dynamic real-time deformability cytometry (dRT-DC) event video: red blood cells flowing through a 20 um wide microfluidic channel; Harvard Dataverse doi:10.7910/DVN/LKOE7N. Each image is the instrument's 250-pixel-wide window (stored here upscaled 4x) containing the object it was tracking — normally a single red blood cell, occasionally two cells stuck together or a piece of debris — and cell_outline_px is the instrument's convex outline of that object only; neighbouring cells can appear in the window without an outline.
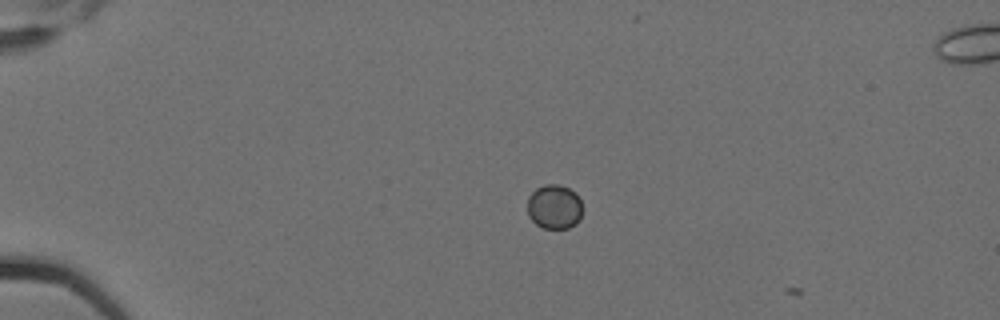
{"species": "Egyptian fruit bat (a non-hibernating species)", "species_latin": "Rousettus aegyptiacus", "temperature_condition": "cold", "stored_images_in_passage": 2, "camera_frame_rate_fps": 3000, "um_per_image_px": 0.085, "animal": {"sex": "female"}, "frame": {"image": 1, "passage_image": 1, "time_ms": 0.0, "image_size_px": [1000, 320], "cell_outline_px": [[580, 220], [576, 224], [568, 228], [544, 228], [536, 224], [528, 216], [528, 196], [536, 188], [544, 184], [560, 184], [576, 192], [580, 200]], "centroid_in_image_um": [47.1, 17.56], "position_along_channel_um": 37.9, "area_um2": 14.28}}